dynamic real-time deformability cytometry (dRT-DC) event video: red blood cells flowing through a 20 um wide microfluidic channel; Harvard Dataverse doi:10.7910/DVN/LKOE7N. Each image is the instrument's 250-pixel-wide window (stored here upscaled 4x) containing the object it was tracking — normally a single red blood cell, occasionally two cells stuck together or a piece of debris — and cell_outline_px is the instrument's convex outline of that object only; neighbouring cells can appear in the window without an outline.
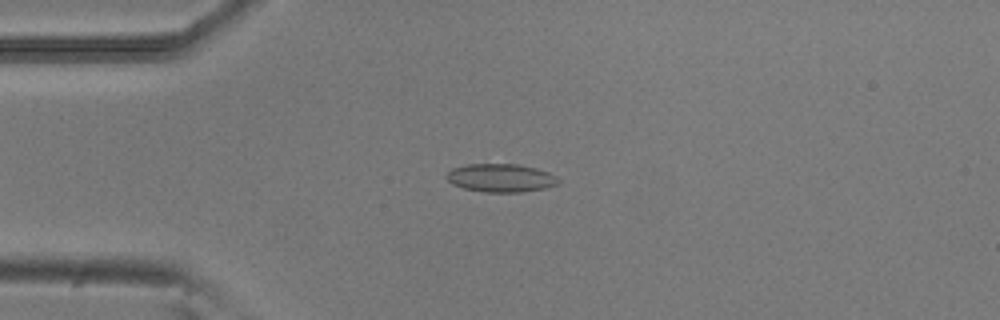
{"species": "common noctule bat (a hibernating species)", "species_latin": "Nyctalus noctula", "temperature_condition": "room temperature", "stored_images_in_passage": 7, "camera_frame_rate_fps": 3000, "um_per_image_px": 0.085, "animal": {"sex": "male", "body_mass_g": 20.5, "forearm_length_mm": 52.5}, "frame": {"image": 1, "passage_image": 4, "time_ms": 1.0, "image_size_px": [1000, 320], "cell_outline_px": [[560, 184], [544, 188], [520, 192], [484, 192], [464, 188], [452, 184], [444, 176], [452, 168], [468, 164], [520, 164], [536, 168], [548, 172], [556, 176], [560, 180]], "centroid_in_image_um": [42.57, 15.12], "position_along_channel_um": 42.4, "area_um2": 18.5}}
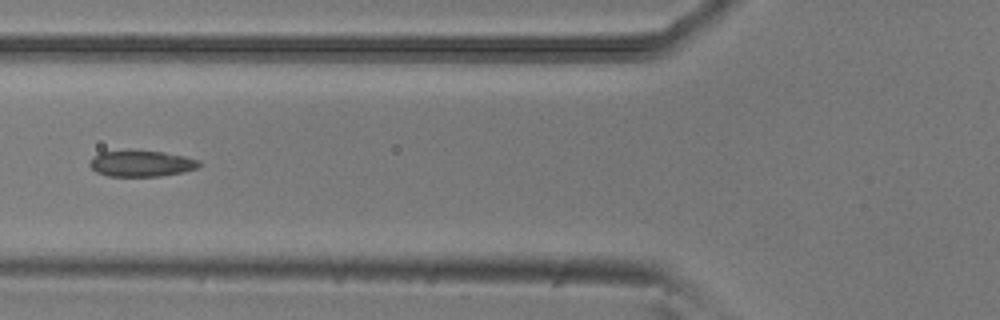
{"frame": {"image": 2, "passage_image": 6, "time_ms": 1.667, "image_size_px": [1000, 320], "cell_outline_px": [[200, 164], [196, 168], [180, 172], [160, 176], [108, 176], [96, 172], [88, 164], [92, 156], [100, 152], [164, 152], [184, 156], [200, 160]], "centroid_in_image_um": [11.98, 13.92], "position_along_channel_um": 113.8, "area_um2": 16.18}}
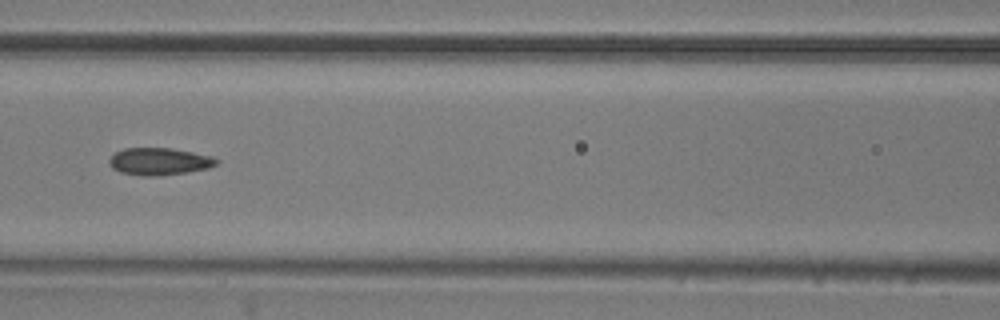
{"frame": {"image": 3, "passage_image": 7, "time_ms": 2.0, "image_size_px": [1000, 320], "cell_outline_px": [[220, 160], [216, 164], [208, 168], [188, 172], [160, 176], [144, 176], [120, 172], [112, 168], [108, 160], [116, 152], [124, 148], [172, 148], [212, 156]], "centroid_in_image_um": [13.55, 13.72], "position_along_channel_um": 153.1, "area_um2": 17.05}}